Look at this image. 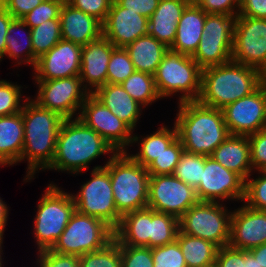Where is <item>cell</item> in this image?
Masks as SVG:
<instances>
[{"label":"cell","instance_id":"1","mask_svg":"<svg viewBox=\"0 0 266 267\" xmlns=\"http://www.w3.org/2000/svg\"><path fill=\"white\" fill-rule=\"evenodd\" d=\"M21 112L24 145L19 163L27 161V175L23 181L30 182L37 172L45 171L51 165L58 132L65 118L55 111L41 107L30 96L27 97Z\"/></svg>","mask_w":266,"mask_h":267},{"label":"cell","instance_id":"2","mask_svg":"<svg viewBox=\"0 0 266 267\" xmlns=\"http://www.w3.org/2000/svg\"><path fill=\"white\" fill-rule=\"evenodd\" d=\"M174 125L177 138L185 151L211 156L230 135L222 109L209 107L199 101L178 103Z\"/></svg>","mask_w":266,"mask_h":267},{"label":"cell","instance_id":"3","mask_svg":"<svg viewBox=\"0 0 266 267\" xmlns=\"http://www.w3.org/2000/svg\"><path fill=\"white\" fill-rule=\"evenodd\" d=\"M109 153L117 152L79 118L64 119L58 132L55 155L47 170L78 175L88 170L93 160Z\"/></svg>","mask_w":266,"mask_h":267},{"label":"cell","instance_id":"4","mask_svg":"<svg viewBox=\"0 0 266 267\" xmlns=\"http://www.w3.org/2000/svg\"><path fill=\"white\" fill-rule=\"evenodd\" d=\"M260 84L259 70L230 61L202 69L201 94L198 101L223 109L256 91Z\"/></svg>","mask_w":266,"mask_h":267},{"label":"cell","instance_id":"5","mask_svg":"<svg viewBox=\"0 0 266 267\" xmlns=\"http://www.w3.org/2000/svg\"><path fill=\"white\" fill-rule=\"evenodd\" d=\"M108 156L104 167L109 171L117 211L124 215L146 208L150 181L147 168L135 162L127 152Z\"/></svg>","mask_w":266,"mask_h":267},{"label":"cell","instance_id":"6","mask_svg":"<svg viewBox=\"0 0 266 267\" xmlns=\"http://www.w3.org/2000/svg\"><path fill=\"white\" fill-rule=\"evenodd\" d=\"M154 80L161 99L179 93L178 103L198 101L202 68L192 56L168 50L154 74Z\"/></svg>","mask_w":266,"mask_h":267},{"label":"cell","instance_id":"7","mask_svg":"<svg viewBox=\"0 0 266 267\" xmlns=\"http://www.w3.org/2000/svg\"><path fill=\"white\" fill-rule=\"evenodd\" d=\"M36 208L33 234L39 252L54 246L76 209L71 193L54 182L48 184Z\"/></svg>","mask_w":266,"mask_h":267},{"label":"cell","instance_id":"8","mask_svg":"<svg viewBox=\"0 0 266 267\" xmlns=\"http://www.w3.org/2000/svg\"><path fill=\"white\" fill-rule=\"evenodd\" d=\"M114 239V229L102 219L75 210L61 236L50 249L78 257L99 250Z\"/></svg>","mask_w":266,"mask_h":267},{"label":"cell","instance_id":"9","mask_svg":"<svg viewBox=\"0 0 266 267\" xmlns=\"http://www.w3.org/2000/svg\"><path fill=\"white\" fill-rule=\"evenodd\" d=\"M224 203L198 202L191 206L179 219V231L208 240L219 248L230 242L233 210Z\"/></svg>","mask_w":266,"mask_h":267},{"label":"cell","instance_id":"10","mask_svg":"<svg viewBox=\"0 0 266 267\" xmlns=\"http://www.w3.org/2000/svg\"><path fill=\"white\" fill-rule=\"evenodd\" d=\"M91 178L72 194L77 212L102 219L115 229L121 220L117 211L109 171L101 165L93 167Z\"/></svg>","mask_w":266,"mask_h":267},{"label":"cell","instance_id":"11","mask_svg":"<svg viewBox=\"0 0 266 267\" xmlns=\"http://www.w3.org/2000/svg\"><path fill=\"white\" fill-rule=\"evenodd\" d=\"M235 16L207 14L199 46L192 56L202 68L226 64L232 61V43Z\"/></svg>","mask_w":266,"mask_h":267},{"label":"cell","instance_id":"12","mask_svg":"<svg viewBox=\"0 0 266 267\" xmlns=\"http://www.w3.org/2000/svg\"><path fill=\"white\" fill-rule=\"evenodd\" d=\"M35 84L38 90L33 100L65 119L78 118L82 104L90 95L79 76L35 81Z\"/></svg>","mask_w":266,"mask_h":267},{"label":"cell","instance_id":"13","mask_svg":"<svg viewBox=\"0 0 266 267\" xmlns=\"http://www.w3.org/2000/svg\"><path fill=\"white\" fill-rule=\"evenodd\" d=\"M78 118L98 133L117 153L128 151L134 130L93 94L82 104Z\"/></svg>","mask_w":266,"mask_h":267},{"label":"cell","instance_id":"14","mask_svg":"<svg viewBox=\"0 0 266 267\" xmlns=\"http://www.w3.org/2000/svg\"><path fill=\"white\" fill-rule=\"evenodd\" d=\"M199 202L196 190L171 175H150L147 207L180 219Z\"/></svg>","mask_w":266,"mask_h":267},{"label":"cell","instance_id":"15","mask_svg":"<svg viewBox=\"0 0 266 267\" xmlns=\"http://www.w3.org/2000/svg\"><path fill=\"white\" fill-rule=\"evenodd\" d=\"M232 61L260 70L266 63V19L237 16Z\"/></svg>","mask_w":266,"mask_h":267},{"label":"cell","instance_id":"16","mask_svg":"<svg viewBox=\"0 0 266 267\" xmlns=\"http://www.w3.org/2000/svg\"><path fill=\"white\" fill-rule=\"evenodd\" d=\"M195 190L200 202L221 203L226 200H239L243 203L245 180L219 164L212 156H205L202 181Z\"/></svg>","mask_w":266,"mask_h":267},{"label":"cell","instance_id":"17","mask_svg":"<svg viewBox=\"0 0 266 267\" xmlns=\"http://www.w3.org/2000/svg\"><path fill=\"white\" fill-rule=\"evenodd\" d=\"M225 124L230 135L249 136L266 128V88L256 91L223 109Z\"/></svg>","mask_w":266,"mask_h":267},{"label":"cell","instance_id":"18","mask_svg":"<svg viewBox=\"0 0 266 267\" xmlns=\"http://www.w3.org/2000/svg\"><path fill=\"white\" fill-rule=\"evenodd\" d=\"M82 46L61 39L42 55L33 69L34 81L79 76Z\"/></svg>","mask_w":266,"mask_h":267},{"label":"cell","instance_id":"19","mask_svg":"<svg viewBox=\"0 0 266 267\" xmlns=\"http://www.w3.org/2000/svg\"><path fill=\"white\" fill-rule=\"evenodd\" d=\"M241 206L233 210L228 245L250 250L266 243V211Z\"/></svg>","mask_w":266,"mask_h":267},{"label":"cell","instance_id":"20","mask_svg":"<svg viewBox=\"0 0 266 267\" xmlns=\"http://www.w3.org/2000/svg\"><path fill=\"white\" fill-rule=\"evenodd\" d=\"M102 28L103 36L115 47L125 48L137 38L148 34V18L121 7L113 0Z\"/></svg>","mask_w":266,"mask_h":267},{"label":"cell","instance_id":"21","mask_svg":"<svg viewBox=\"0 0 266 267\" xmlns=\"http://www.w3.org/2000/svg\"><path fill=\"white\" fill-rule=\"evenodd\" d=\"M114 48L103 35L82 46L79 77L90 94L107 84L108 63Z\"/></svg>","mask_w":266,"mask_h":267},{"label":"cell","instance_id":"22","mask_svg":"<svg viewBox=\"0 0 266 267\" xmlns=\"http://www.w3.org/2000/svg\"><path fill=\"white\" fill-rule=\"evenodd\" d=\"M61 37L63 40L85 46L103 35L102 23L95 17L73 8L64 2L60 11Z\"/></svg>","mask_w":266,"mask_h":267},{"label":"cell","instance_id":"23","mask_svg":"<svg viewBox=\"0 0 266 267\" xmlns=\"http://www.w3.org/2000/svg\"><path fill=\"white\" fill-rule=\"evenodd\" d=\"M206 15L207 13L192 0L186 6L178 21L176 37L169 50L193 56L204 32Z\"/></svg>","mask_w":266,"mask_h":267},{"label":"cell","instance_id":"24","mask_svg":"<svg viewBox=\"0 0 266 267\" xmlns=\"http://www.w3.org/2000/svg\"><path fill=\"white\" fill-rule=\"evenodd\" d=\"M192 0H160L148 19V35L170 48L175 40L177 24Z\"/></svg>","mask_w":266,"mask_h":267},{"label":"cell","instance_id":"25","mask_svg":"<svg viewBox=\"0 0 266 267\" xmlns=\"http://www.w3.org/2000/svg\"><path fill=\"white\" fill-rule=\"evenodd\" d=\"M219 164L246 180L253 172L248 136L229 135L211 155Z\"/></svg>","mask_w":266,"mask_h":267},{"label":"cell","instance_id":"26","mask_svg":"<svg viewBox=\"0 0 266 267\" xmlns=\"http://www.w3.org/2000/svg\"><path fill=\"white\" fill-rule=\"evenodd\" d=\"M93 95L99 99L115 116L127 123L133 130L139 124L144 110L120 84H106L99 87Z\"/></svg>","mask_w":266,"mask_h":267},{"label":"cell","instance_id":"27","mask_svg":"<svg viewBox=\"0 0 266 267\" xmlns=\"http://www.w3.org/2000/svg\"><path fill=\"white\" fill-rule=\"evenodd\" d=\"M24 145L22 112L0 117V166L19 163Z\"/></svg>","mask_w":266,"mask_h":267},{"label":"cell","instance_id":"28","mask_svg":"<svg viewBox=\"0 0 266 267\" xmlns=\"http://www.w3.org/2000/svg\"><path fill=\"white\" fill-rule=\"evenodd\" d=\"M114 239L119 245L150 248V208L122 215L119 225L114 229Z\"/></svg>","mask_w":266,"mask_h":267},{"label":"cell","instance_id":"29","mask_svg":"<svg viewBox=\"0 0 266 267\" xmlns=\"http://www.w3.org/2000/svg\"><path fill=\"white\" fill-rule=\"evenodd\" d=\"M125 49L130 55L135 71L154 75L169 48L156 38L145 35L128 44Z\"/></svg>","mask_w":266,"mask_h":267},{"label":"cell","instance_id":"30","mask_svg":"<svg viewBox=\"0 0 266 267\" xmlns=\"http://www.w3.org/2000/svg\"><path fill=\"white\" fill-rule=\"evenodd\" d=\"M141 137V138H140ZM177 138V130L173 123L170 129L165 124L158 127L156 132L144 136L133 134L131 146L138 143V153L128 155L137 163L147 168L164 150Z\"/></svg>","mask_w":266,"mask_h":267},{"label":"cell","instance_id":"31","mask_svg":"<svg viewBox=\"0 0 266 267\" xmlns=\"http://www.w3.org/2000/svg\"><path fill=\"white\" fill-rule=\"evenodd\" d=\"M24 31V32H22ZM6 35V49L4 56L15 60L16 64L31 65L34 69L37 58L32 49L31 28L22 19H13L8 26ZM18 32L23 33V38H19ZM26 34V35H25Z\"/></svg>","mask_w":266,"mask_h":267},{"label":"cell","instance_id":"32","mask_svg":"<svg viewBox=\"0 0 266 267\" xmlns=\"http://www.w3.org/2000/svg\"><path fill=\"white\" fill-rule=\"evenodd\" d=\"M176 241L181 248L187 267H210L214 265L219 249L214 243L180 231H178Z\"/></svg>","mask_w":266,"mask_h":267},{"label":"cell","instance_id":"33","mask_svg":"<svg viewBox=\"0 0 266 267\" xmlns=\"http://www.w3.org/2000/svg\"><path fill=\"white\" fill-rule=\"evenodd\" d=\"M124 90L144 108L161 100L155 85L154 75L134 71L120 84Z\"/></svg>","mask_w":266,"mask_h":267},{"label":"cell","instance_id":"34","mask_svg":"<svg viewBox=\"0 0 266 267\" xmlns=\"http://www.w3.org/2000/svg\"><path fill=\"white\" fill-rule=\"evenodd\" d=\"M178 231V218L150 208V248L174 242Z\"/></svg>","mask_w":266,"mask_h":267},{"label":"cell","instance_id":"35","mask_svg":"<svg viewBox=\"0 0 266 267\" xmlns=\"http://www.w3.org/2000/svg\"><path fill=\"white\" fill-rule=\"evenodd\" d=\"M31 37L34 56L39 59L62 39L60 19L48 20L31 28Z\"/></svg>","mask_w":266,"mask_h":267},{"label":"cell","instance_id":"36","mask_svg":"<svg viewBox=\"0 0 266 267\" xmlns=\"http://www.w3.org/2000/svg\"><path fill=\"white\" fill-rule=\"evenodd\" d=\"M205 155L183 151L173 175L196 189L202 181Z\"/></svg>","mask_w":266,"mask_h":267},{"label":"cell","instance_id":"37","mask_svg":"<svg viewBox=\"0 0 266 267\" xmlns=\"http://www.w3.org/2000/svg\"><path fill=\"white\" fill-rule=\"evenodd\" d=\"M79 267H122L119 243L113 239L103 248L80 256Z\"/></svg>","mask_w":266,"mask_h":267},{"label":"cell","instance_id":"38","mask_svg":"<svg viewBox=\"0 0 266 267\" xmlns=\"http://www.w3.org/2000/svg\"><path fill=\"white\" fill-rule=\"evenodd\" d=\"M134 71L128 51L123 47H115L108 63L107 83L121 84Z\"/></svg>","mask_w":266,"mask_h":267},{"label":"cell","instance_id":"39","mask_svg":"<svg viewBox=\"0 0 266 267\" xmlns=\"http://www.w3.org/2000/svg\"><path fill=\"white\" fill-rule=\"evenodd\" d=\"M22 88V85H18L17 82L14 84V82L4 79L0 80V117L22 111V107L27 100L23 95Z\"/></svg>","mask_w":266,"mask_h":267},{"label":"cell","instance_id":"40","mask_svg":"<svg viewBox=\"0 0 266 267\" xmlns=\"http://www.w3.org/2000/svg\"><path fill=\"white\" fill-rule=\"evenodd\" d=\"M183 145L176 138L148 167L150 175H171L177 166L182 152Z\"/></svg>","mask_w":266,"mask_h":267},{"label":"cell","instance_id":"41","mask_svg":"<svg viewBox=\"0 0 266 267\" xmlns=\"http://www.w3.org/2000/svg\"><path fill=\"white\" fill-rule=\"evenodd\" d=\"M258 177L245 180V195L243 202L251 208L266 211V171H258Z\"/></svg>","mask_w":266,"mask_h":267},{"label":"cell","instance_id":"42","mask_svg":"<svg viewBox=\"0 0 266 267\" xmlns=\"http://www.w3.org/2000/svg\"><path fill=\"white\" fill-rule=\"evenodd\" d=\"M153 267H187L178 242L152 248Z\"/></svg>","mask_w":266,"mask_h":267},{"label":"cell","instance_id":"43","mask_svg":"<svg viewBox=\"0 0 266 267\" xmlns=\"http://www.w3.org/2000/svg\"><path fill=\"white\" fill-rule=\"evenodd\" d=\"M64 0H44L40 5L26 14L22 20L34 28L52 19H59Z\"/></svg>","mask_w":266,"mask_h":267},{"label":"cell","instance_id":"44","mask_svg":"<svg viewBox=\"0 0 266 267\" xmlns=\"http://www.w3.org/2000/svg\"><path fill=\"white\" fill-rule=\"evenodd\" d=\"M122 267H153L152 248L120 245Z\"/></svg>","mask_w":266,"mask_h":267},{"label":"cell","instance_id":"45","mask_svg":"<svg viewBox=\"0 0 266 267\" xmlns=\"http://www.w3.org/2000/svg\"><path fill=\"white\" fill-rule=\"evenodd\" d=\"M253 171H266V128L248 136Z\"/></svg>","mask_w":266,"mask_h":267},{"label":"cell","instance_id":"46","mask_svg":"<svg viewBox=\"0 0 266 267\" xmlns=\"http://www.w3.org/2000/svg\"><path fill=\"white\" fill-rule=\"evenodd\" d=\"M73 8L95 17L102 24L111 9L113 0H67Z\"/></svg>","mask_w":266,"mask_h":267},{"label":"cell","instance_id":"47","mask_svg":"<svg viewBox=\"0 0 266 267\" xmlns=\"http://www.w3.org/2000/svg\"><path fill=\"white\" fill-rule=\"evenodd\" d=\"M36 264L38 267H79V257L61 254L50 249L39 251Z\"/></svg>","mask_w":266,"mask_h":267},{"label":"cell","instance_id":"48","mask_svg":"<svg viewBox=\"0 0 266 267\" xmlns=\"http://www.w3.org/2000/svg\"><path fill=\"white\" fill-rule=\"evenodd\" d=\"M207 14L238 16L240 0H193Z\"/></svg>","mask_w":266,"mask_h":267},{"label":"cell","instance_id":"49","mask_svg":"<svg viewBox=\"0 0 266 267\" xmlns=\"http://www.w3.org/2000/svg\"><path fill=\"white\" fill-rule=\"evenodd\" d=\"M215 267H246V250L235 249L229 245L218 249Z\"/></svg>","mask_w":266,"mask_h":267},{"label":"cell","instance_id":"50","mask_svg":"<svg viewBox=\"0 0 266 267\" xmlns=\"http://www.w3.org/2000/svg\"><path fill=\"white\" fill-rule=\"evenodd\" d=\"M121 7L132 10L149 19L160 0H115Z\"/></svg>","mask_w":266,"mask_h":267},{"label":"cell","instance_id":"51","mask_svg":"<svg viewBox=\"0 0 266 267\" xmlns=\"http://www.w3.org/2000/svg\"><path fill=\"white\" fill-rule=\"evenodd\" d=\"M44 0H5L4 8L14 19H22Z\"/></svg>","mask_w":266,"mask_h":267},{"label":"cell","instance_id":"52","mask_svg":"<svg viewBox=\"0 0 266 267\" xmlns=\"http://www.w3.org/2000/svg\"><path fill=\"white\" fill-rule=\"evenodd\" d=\"M238 16L266 19V0H240Z\"/></svg>","mask_w":266,"mask_h":267},{"label":"cell","instance_id":"53","mask_svg":"<svg viewBox=\"0 0 266 267\" xmlns=\"http://www.w3.org/2000/svg\"><path fill=\"white\" fill-rule=\"evenodd\" d=\"M13 19L14 18L5 8L0 9V61H2V59L4 60L7 30Z\"/></svg>","mask_w":266,"mask_h":267},{"label":"cell","instance_id":"54","mask_svg":"<svg viewBox=\"0 0 266 267\" xmlns=\"http://www.w3.org/2000/svg\"><path fill=\"white\" fill-rule=\"evenodd\" d=\"M9 206L1 199L0 197V239H3L5 226H7L8 214H9Z\"/></svg>","mask_w":266,"mask_h":267},{"label":"cell","instance_id":"55","mask_svg":"<svg viewBox=\"0 0 266 267\" xmlns=\"http://www.w3.org/2000/svg\"><path fill=\"white\" fill-rule=\"evenodd\" d=\"M248 251L258 260L260 267H266V243Z\"/></svg>","mask_w":266,"mask_h":267},{"label":"cell","instance_id":"56","mask_svg":"<svg viewBox=\"0 0 266 267\" xmlns=\"http://www.w3.org/2000/svg\"><path fill=\"white\" fill-rule=\"evenodd\" d=\"M246 267H260L258 260L248 250H246Z\"/></svg>","mask_w":266,"mask_h":267},{"label":"cell","instance_id":"57","mask_svg":"<svg viewBox=\"0 0 266 267\" xmlns=\"http://www.w3.org/2000/svg\"><path fill=\"white\" fill-rule=\"evenodd\" d=\"M260 84L266 88V63L259 70Z\"/></svg>","mask_w":266,"mask_h":267},{"label":"cell","instance_id":"58","mask_svg":"<svg viewBox=\"0 0 266 267\" xmlns=\"http://www.w3.org/2000/svg\"><path fill=\"white\" fill-rule=\"evenodd\" d=\"M3 240H4V239H0V267H4V265H3V263H4L3 259H4V258H2V257H3V256H2V255H3V254H2V253H3V250H2V249H3V248H2V247H3Z\"/></svg>","mask_w":266,"mask_h":267},{"label":"cell","instance_id":"59","mask_svg":"<svg viewBox=\"0 0 266 267\" xmlns=\"http://www.w3.org/2000/svg\"><path fill=\"white\" fill-rule=\"evenodd\" d=\"M5 0H0V9L4 8Z\"/></svg>","mask_w":266,"mask_h":267}]
</instances>
